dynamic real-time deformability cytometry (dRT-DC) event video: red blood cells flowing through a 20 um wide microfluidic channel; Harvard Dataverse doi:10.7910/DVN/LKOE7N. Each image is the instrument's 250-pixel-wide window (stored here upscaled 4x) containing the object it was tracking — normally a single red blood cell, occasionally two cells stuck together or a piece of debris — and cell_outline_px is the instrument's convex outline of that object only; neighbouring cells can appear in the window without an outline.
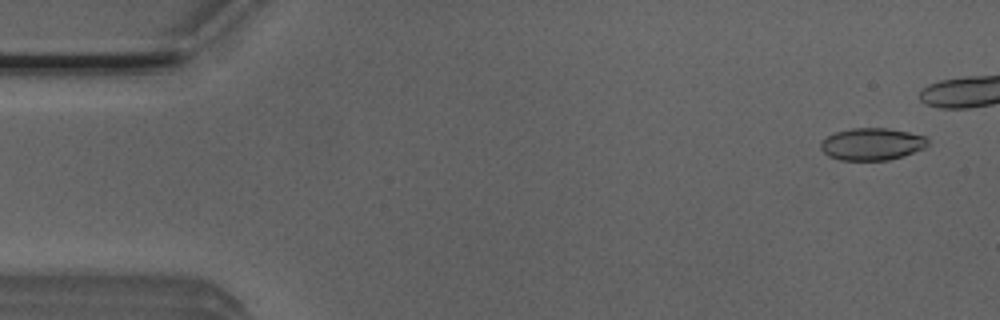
{"species": "Egyptian fruit bat (a non-hibernating species)", "species_latin": "Rousettus aegyptiacus", "temperature_condition": "room temperature", "stored_images_in_passage": 41, "camera_frame_rate_fps": 3000, "um_per_image_px": 0.085, "animal": {"sex": "male"}, "frame": {"image": 1, "passage_image": 3, "time_ms": 0.667, "image_size_px": [1000, 320], "cell_outline_px": [[928, 144], [924, 148], [904, 156], [888, 160], [840, 160], [828, 156], [820, 148], [820, 140], [836, 132], [852, 128], [888, 128], [908, 132], [924, 136], [928, 140]], "centroid_in_image_um": [74.1, 12.25], "position_along_channel_um": 10.9, "area_um2": 20.11}}
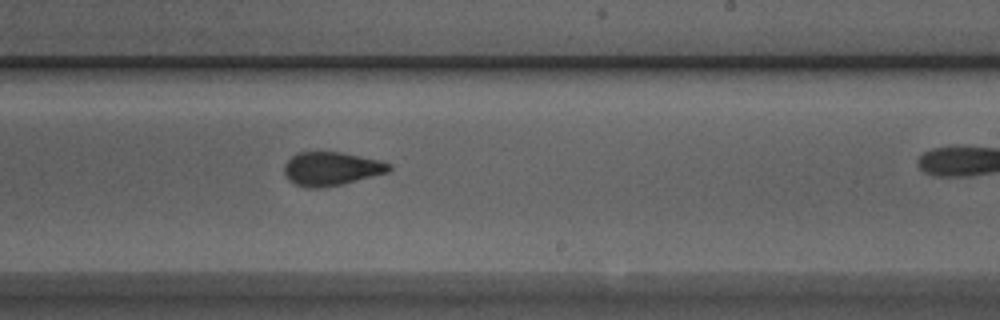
{"frame": {"image": 2, "passage_image": 31, "time_ms": 10.0, "image_size_px": [1000, 320], "cell_outline_px": [[392, 168], [388, 172], [344, 184], [320, 188], [308, 188], [296, 184], [288, 180], [284, 172], [284, 164], [296, 152], [340, 152], [380, 160], [392, 164]], "centroid_in_image_um": [28.16, 14.34], "position_along_channel_um": 260.8, "area_um2": 20.63}}
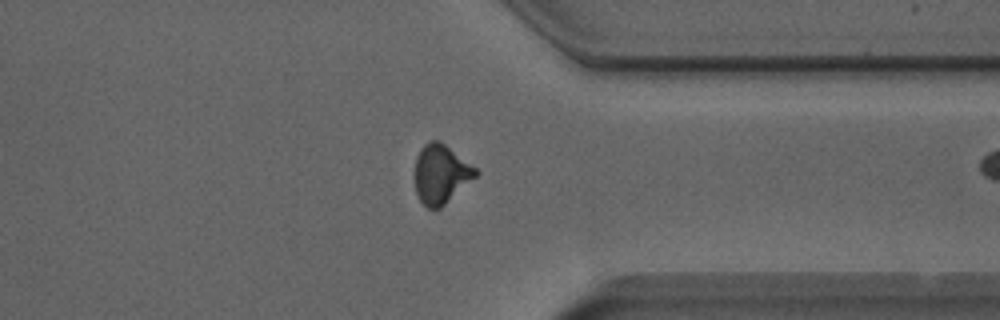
{"frame": {"image": 3, "passage_image": 40, "time_ms": 13.0, "image_size_px": [1000, 320], "cell_outline_px": [[480, 172], [476, 176], [440, 208], [428, 208], [420, 200], [416, 192], [412, 176], [416, 156], [420, 148], [428, 140], [440, 140], [476, 168]], "centroid_in_image_um": [37.42, 14.76], "position_along_channel_um": 374.0, "area_um2": 21.15}}